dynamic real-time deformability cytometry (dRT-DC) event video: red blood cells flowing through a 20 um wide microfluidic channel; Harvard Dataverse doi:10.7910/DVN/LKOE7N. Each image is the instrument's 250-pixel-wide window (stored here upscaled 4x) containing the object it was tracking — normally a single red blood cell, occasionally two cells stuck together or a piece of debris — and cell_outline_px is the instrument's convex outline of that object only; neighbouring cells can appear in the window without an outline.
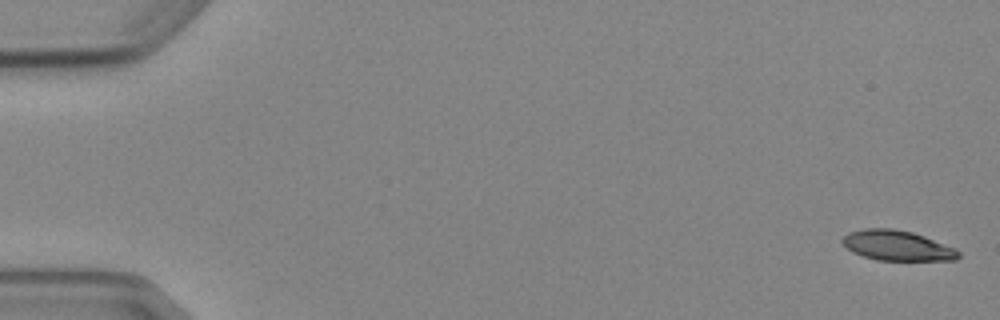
{"species": "Egyptian fruit bat (a non-hibernating species)", "species_latin": "Rousettus aegyptiacus", "temperature_condition": "cold", "stored_images_in_passage": 6, "segment_of_instrument_passage": [1, 2], "camera_frame_rate_fps": 3000, "um_per_image_px": 0.085, "animal": {"sex": "female"}, "frame": {"image": 1, "passage_image": 1, "time_ms": 0.0, "image_size_px": [1000, 320], "cell_outline_px": [[960, 256], [956, 260], [876, 260], [852, 252], [840, 240], [848, 232], [864, 228], [892, 228], [912, 232], [924, 236], [956, 248], [960, 252]], "centroid_in_image_um": [76.26, 20.87], "position_along_channel_um": 8.7, "area_um2": 20.4}}
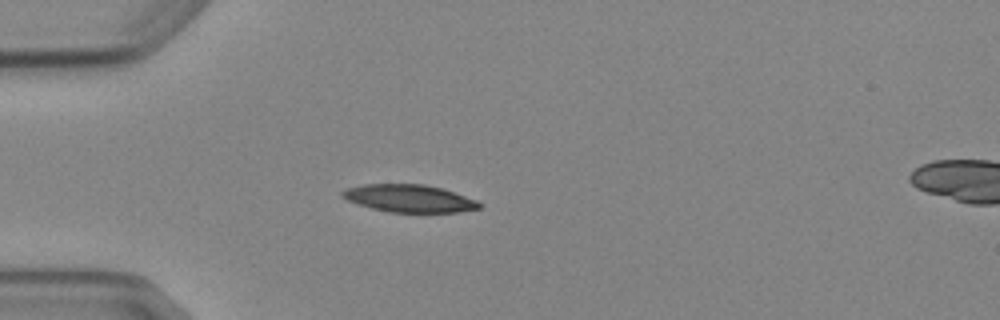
{"frame": {"image": 2, "passage_image": 5, "time_ms": 4.667, "image_size_px": [1000, 320], "cell_outline_px": [[480, 208], [456, 212], [388, 212], [356, 204], [340, 196], [340, 192], [344, 188], [364, 184], [424, 184], [440, 188], [476, 200], [480, 204]], "centroid_in_image_um": [34.69, 16.86], "position_along_channel_um": 50.3, "area_um2": 21.85}}